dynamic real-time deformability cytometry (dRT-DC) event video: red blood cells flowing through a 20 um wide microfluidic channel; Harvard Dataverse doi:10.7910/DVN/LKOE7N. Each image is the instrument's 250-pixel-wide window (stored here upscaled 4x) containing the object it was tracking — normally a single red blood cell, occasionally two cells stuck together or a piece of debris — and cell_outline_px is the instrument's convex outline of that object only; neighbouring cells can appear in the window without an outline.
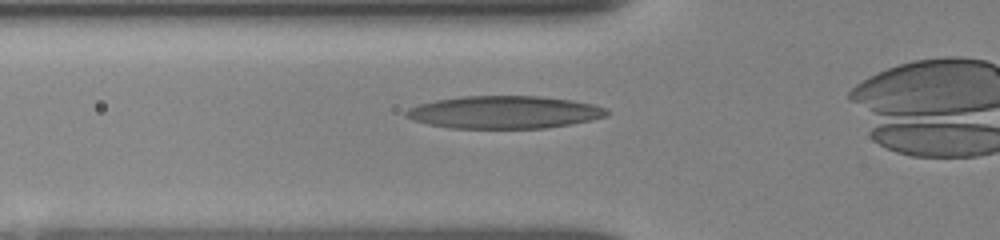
{"species": "human", "species_latin": "Homo sapiens", "temperature_condition": "room temperature", "stored_images_in_passage": 13, "camera_frame_rate_fps": 3000, "um_per_image_px": 0.085, "donor": {"sex": "female"}, "frame": {"image": 1, "passage_image": 2, "time_ms": 0.667, "image_size_px": [1000, 240], "cell_outline_px": [[608, 112], [604, 116], [588, 120], [568, 124], [544, 128], [448, 128], [428, 124], [412, 120], [404, 116], [404, 112], [408, 108], [420, 104], [436, 100], [460, 96], [540, 96], [568, 100], [592, 104], [604, 108]], "centroid_in_image_um": [42.76, 9.54], "position_along_channel_um": 83.0, "area_um2": 37.8}}
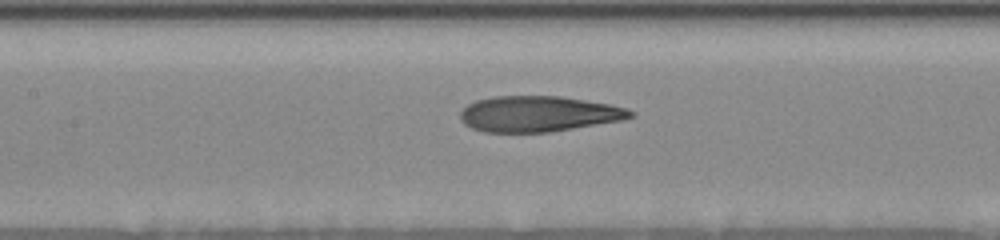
{"frame": {"image": 2, "passage_image": 8, "time_ms": 2.667, "image_size_px": [1000, 240], "cell_outline_px": [[636, 116], [620, 120], [548, 132], [484, 132], [472, 128], [464, 124], [460, 120], [460, 112], [468, 104], [476, 100], [496, 96], [560, 96], [612, 104], [628, 108], [636, 112]], "centroid_in_image_um": [45.78, 9.67], "position_along_channel_um": 161.6, "area_um2": 35.43}}
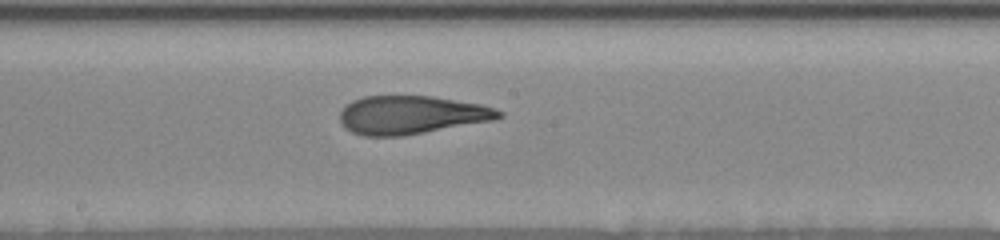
{"frame": {"image": 3, "passage_image": 12, "time_ms": 4.0, "image_size_px": [1000, 240], "cell_outline_px": [[504, 116], [496, 120], [404, 136], [364, 136], [352, 132], [344, 128], [340, 124], [340, 112], [344, 104], [352, 100], [364, 96], [432, 96], [480, 104], [496, 108], [504, 112]], "centroid_in_image_um": [34.96, 9.77], "position_along_channel_um": 213.2, "area_um2": 36.01}}